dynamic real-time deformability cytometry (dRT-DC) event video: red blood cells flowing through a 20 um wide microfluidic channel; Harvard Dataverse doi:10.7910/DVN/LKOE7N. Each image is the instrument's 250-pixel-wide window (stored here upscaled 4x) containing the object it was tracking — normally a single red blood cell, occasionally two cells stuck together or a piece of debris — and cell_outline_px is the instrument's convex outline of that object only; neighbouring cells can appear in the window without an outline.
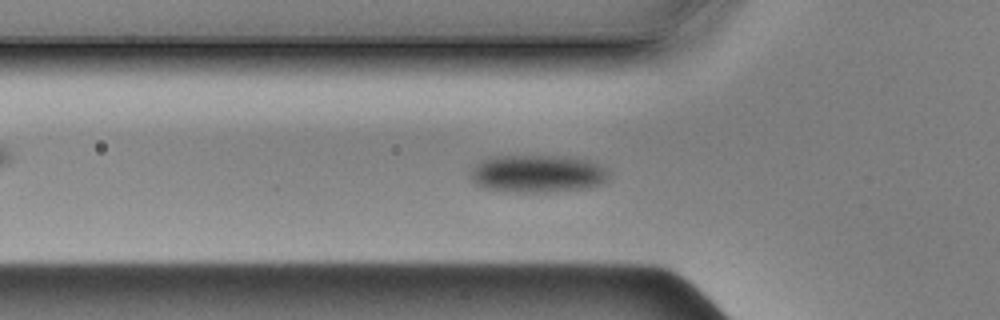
{"species": "Egyptian fruit bat (a non-hibernating species)", "species_latin": "Rousettus aegyptiacus", "temperature_condition": "cold", "stored_images_in_passage": 58, "camera_frame_rate_fps": 3000, "um_per_image_px": 0.085, "animal": {"sex": "male"}, "frame": {"image": 1, "passage_image": 18, "time_ms": 5.667, "image_size_px": [1000, 320], "cell_outline_px": [[608, 180], [600, 184], [588, 188], [548, 192], [516, 192], [484, 188], [476, 184], [472, 180], [472, 168], [480, 160], [504, 156], [552, 156], [588, 160], [604, 168], [608, 172]], "centroid_in_image_um": [45.69, 14.78], "position_along_channel_um": 80.1, "area_um2": 29.94}}
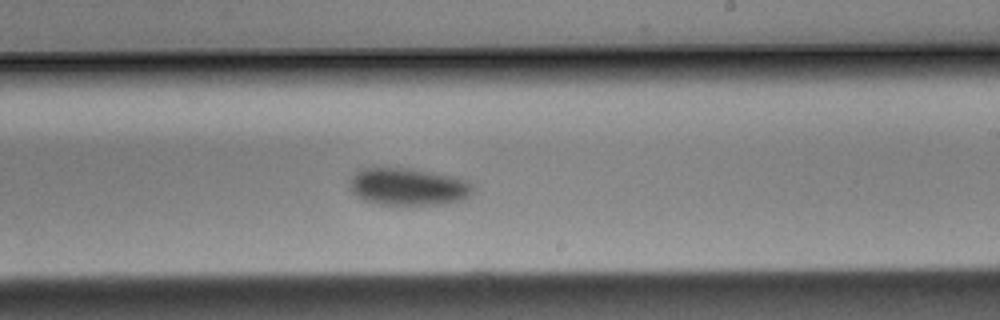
{"frame": {"image": 2, "passage_image": 33, "time_ms": 10.667, "image_size_px": [1000, 320], "cell_outline_px": [[472, 192], [464, 200], [444, 204], [376, 204], [364, 200], [352, 192], [352, 176], [360, 168], [412, 168], [452, 176], [464, 180], [472, 184]], "centroid_in_image_um": [34.71, 15.87], "position_along_channel_um": 254.3, "area_um2": 26.53}}
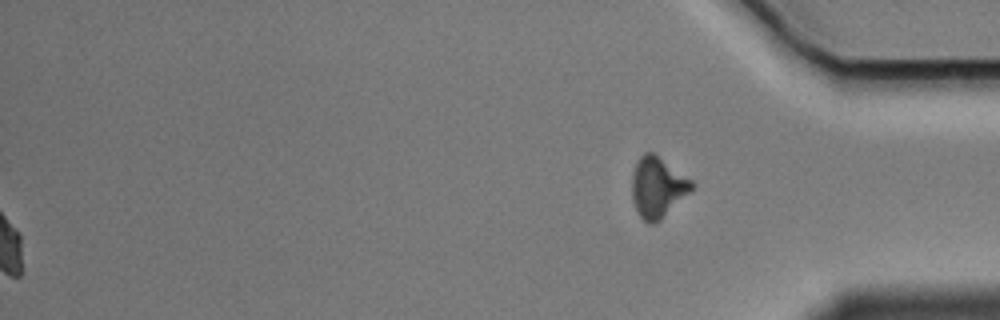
{"frame": {"image": 3, "passage_image": 58, "time_ms": 19.0, "image_size_px": [1000, 320], "cell_outline_px": [[696, 184], [660, 220], [652, 224], [648, 224], [640, 216], [632, 200], [632, 172], [636, 160], [644, 152], [656, 152], [692, 180]], "centroid_in_image_um": [55.87, 15.85], "position_along_channel_um": 379.3, "area_um2": 21.15}, "authors_computed_cell_mechanics": {"area_um2": 28.5821, "velocity_mm_per_s": 3.4811, "shape_relaxation_time_tau1_ms": 1.6948, "shape_relaxation_time_tau2_ms": null, "deformation_change_tau1": 0.0351, "deformation_change_tau2": null}}